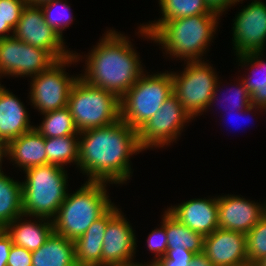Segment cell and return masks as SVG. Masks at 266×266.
I'll return each instance as SVG.
<instances>
[{
	"instance_id": "44dd1931",
	"label": "cell",
	"mask_w": 266,
	"mask_h": 266,
	"mask_svg": "<svg viewBox=\"0 0 266 266\" xmlns=\"http://www.w3.org/2000/svg\"><path fill=\"white\" fill-rule=\"evenodd\" d=\"M23 217L26 216L21 215L15 218L3 229L10 236L13 245L21 246L29 251L37 250L54 232L53 221L40 217H36L37 221L35 219L32 221Z\"/></svg>"
},
{
	"instance_id": "4316f807",
	"label": "cell",
	"mask_w": 266,
	"mask_h": 266,
	"mask_svg": "<svg viewBox=\"0 0 266 266\" xmlns=\"http://www.w3.org/2000/svg\"><path fill=\"white\" fill-rule=\"evenodd\" d=\"M43 121L34 128L45 138L79 135L69 108L66 106L42 114Z\"/></svg>"
},
{
	"instance_id": "ba28073f",
	"label": "cell",
	"mask_w": 266,
	"mask_h": 266,
	"mask_svg": "<svg viewBox=\"0 0 266 266\" xmlns=\"http://www.w3.org/2000/svg\"><path fill=\"white\" fill-rule=\"evenodd\" d=\"M185 64L184 71H171L173 94L193 120L207 111L219 77L207 61Z\"/></svg>"
},
{
	"instance_id": "83f0119b",
	"label": "cell",
	"mask_w": 266,
	"mask_h": 266,
	"mask_svg": "<svg viewBox=\"0 0 266 266\" xmlns=\"http://www.w3.org/2000/svg\"><path fill=\"white\" fill-rule=\"evenodd\" d=\"M161 18L153 22H166L171 19L194 16L198 14H217L212 12L205 0H158Z\"/></svg>"
},
{
	"instance_id": "d590c367",
	"label": "cell",
	"mask_w": 266,
	"mask_h": 266,
	"mask_svg": "<svg viewBox=\"0 0 266 266\" xmlns=\"http://www.w3.org/2000/svg\"><path fill=\"white\" fill-rule=\"evenodd\" d=\"M13 243L4 229H0V266H7L9 252Z\"/></svg>"
},
{
	"instance_id": "8992f818",
	"label": "cell",
	"mask_w": 266,
	"mask_h": 266,
	"mask_svg": "<svg viewBox=\"0 0 266 266\" xmlns=\"http://www.w3.org/2000/svg\"><path fill=\"white\" fill-rule=\"evenodd\" d=\"M67 107L79 132L108 126L121 119L120 99L81 77L71 88Z\"/></svg>"
},
{
	"instance_id": "5b68a950",
	"label": "cell",
	"mask_w": 266,
	"mask_h": 266,
	"mask_svg": "<svg viewBox=\"0 0 266 266\" xmlns=\"http://www.w3.org/2000/svg\"><path fill=\"white\" fill-rule=\"evenodd\" d=\"M22 181V211L27 217L53 220L68 194L65 168L47 164L24 171Z\"/></svg>"
},
{
	"instance_id": "4fadbf2b",
	"label": "cell",
	"mask_w": 266,
	"mask_h": 266,
	"mask_svg": "<svg viewBox=\"0 0 266 266\" xmlns=\"http://www.w3.org/2000/svg\"><path fill=\"white\" fill-rule=\"evenodd\" d=\"M233 20V50L235 55L264 52L266 44V4L252 0Z\"/></svg>"
},
{
	"instance_id": "8d00e7d4",
	"label": "cell",
	"mask_w": 266,
	"mask_h": 266,
	"mask_svg": "<svg viewBox=\"0 0 266 266\" xmlns=\"http://www.w3.org/2000/svg\"><path fill=\"white\" fill-rule=\"evenodd\" d=\"M206 5L208 8L218 15L222 16L223 12L231 7L236 6L232 2V0H205Z\"/></svg>"
},
{
	"instance_id": "7a4b0ae2",
	"label": "cell",
	"mask_w": 266,
	"mask_h": 266,
	"mask_svg": "<svg viewBox=\"0 0 266 266\" xmlns=\"http://www.w3.org/2000/svg\"><path fill=\"white\" fill-rule=\"evenodd\" d=\"M88 54L85 56V71L80 77L92 86L112 92L119 99L145 72L129 37L114 29L106 31Z\"/></svg>"
},
{
	"instance_id": "9c48e42d",
	"label": "cell",
	"mask_w": 266,
	"mask_h": 266,
	"mask_svg": "<svg viewBox=\"0 0 266 266\" xmlns=\"http://www.w3.org/2000/svg\"><path fill=\"white\" fill-rule=\"evenodd\" d=\"M78 54L75 52L70 57L57 61L49 69L31 77L29 101L41 114L67 106L71 88L80 74L70 76L65 71V67L78 62L81 57Z\"/></svg>"
},
{
	"instance_id": "e0dca14e",
	"label": "cell",
	"mask_w": 266,
	"mask_h": 266,
	"mask_svg": "<svg viewBox=\"0 0 266 266\" xmlns=\"http://www.w3.org/2000/svg\"><path fill=\"white\" fill-rule=\"evenodd\" d=\"M167 211L179 222L203 236L211 234L218 226V196L214 198H194Z\"/></svg>"
},
{
	"instance_id": "484cf974",
	"label": "cell",
	"mask_w": 266,
	"mask_h": 266,
	"mask_svg": "<svg viewBox=\"0 0 266 266\" xmlns=\"http://www.w3.org/2000/svg\"><path fill=\"white\" fill-rule=\"evenodd\" d=\"M47 164L64 168L67 164H76L79 160V135L45 138Z\"/></svg>"
},
{
	"instance_id": "7bdbcfd3",
	"label": "cell",
	"mask_w": 266,
	"mask_h": 266,
	"mask_svg": "<svg viewBox=\"0 0 266 266\" xmlns=\"http://www.w3.org/2000/svg\"><path fill=\"white\" fill-rule=\"evenodd\" d=\"M148 264H143V263H139V262H136V263H133V264H129V265H123V266H147Z\"/></svg>"
},
{
	"instance_id": "d6a6232c",
	"label": "cell",
	"mask_w": 266,
	"mask_h": 266,
	"mask_svg": "<svg viewBox=\"0 0 266 266\" xmlns=\"http://www.w3.org/2000/svg\"><path fill=\"white\" fill-rule=\"evenodd\" d=\"M26 4V0H0V17L14 30Z\"/></svg>"
},
{
	"instance_id": "ab89813d",
	"label": "cell",
	"mask_w": 266,
	"mask_h": 266,
	"mask_svg": "<svg viewBox=\"0 0 266 266\" xmlns=\"http://www.w3.org/2000/svg\"><path fill=\"white\" fill-rule=\"evenodd\" d=\"M5 157L8 158V143L0 140V174L3 173L2 162Z\"/></svg>"
},
{
	"instance_id": "6da1fadb",
	"label": "cell",
	"mask_w": 266,
	"mask_h": 266,
	"mask_svg": "<svg viewBox=\"0 0 266 266\" xmlns=\"http://www.w3.org/2000/svg\"><path fill=\"white\" fill-rule=\"evenodd\" d=\"M142 151L137 130L120 119L79 132L78 169L87 181L126 184L133 173L130 156Z\"/></svg>"
},
{
	"instance_id": "f546056e",
	"label": "cell",
	"mask_w": 266,
	"mask_h": 266,
	"mask_svg": "<svg viewBox=\"0 0 266 266\" xmlns=\"http://www.w3.org/2000/svg\"><path fill=\"white\" fill-rule=\"evenodd\" d=\"M248 260L259 262L266 257V214L246 234Z\"/></svg>"
},
{
	"instance_id": "5bb4252c",
	"label": "cell",
	"mask_w": 266,
	"mask_h": 266,
	"mask_svg": "<svg viewBox=\"0 0 266 266\" xmlns=\"http://www.w3.org/2000/svg\"><path fill=\"white\" fill-rule=\"evenodd\" d=\"M120 210L107 224L102 246V266H123L136 263V236Z\"/></svg>"
},
{
	"instance_id": "d6986e66",
	"label": "cell",
	"mask_w": 266,
	"mask_h": 266,
	"mask_svg": "<svg viewBox=\"0 0 266 266\" xmlns=\"http://www.w3.org/2000/svg\"><path fill=\"white\" fill-rule=\"evenodd\" d=\"M20 99L0 84V140L9 143L35 126Z\"/></svg>"
},
{
	"instance_id": "ee69618b",
	"label": "cell",
	"mask_w": 266,
	"mask_h": 266,
	"mask_svg": "<svg viewBox=\"0 0 266 266\" xmlns=\"http://www.w3.org/2000/svg\"><path fill=\"white\" fill-rule=\"evenodd\" d=\"M258 263V266H266V257L261 259Z\"/></svg>"
},
{
	"instance_id": "2e32d148",
	"label": "cell",
	"mask_w": 266,
	"mask_h": 266,
	"mask_svg": "<svg viewBox=\"0 0 266 266\" xmlns=\"http://www.w3.org/2000/svg\"><path fill=\"white\" fill-rule=\"evenodd\" d=\"M203 253L214 266H232L248 260L246 235L217 228L204 236Z\"/></svg>"
},
{
	"instance_id": "30bf717a",
	"label": "cell",
	"mask_w": 266,
	"mask_h": 266,
	"mask_svg": "<svg viewBox=\"0 0 266 266\" xmlns=\"http://www.w3.org/2000/svg\"><path fill=\"white\" fill-rule=\"evenodd\" d=\"M192 117L186 112L178 98L171 95L138 131V142L142 150L163 148L171 145L183 132Z\"/></svg>"
},
{
	"instance_id": "e575fe53",
	"label": "cell",
	"mask_w": 266,
	"mask_h": 266,
	"mask_svg": "<svg viewBox=\"0 0 266 266\" xmlns=\"http://www.w3.org/2000/svg\"><path fill=\"white\" fill-rule=\"evenodd\" d=\"M7 266H32V251L21 246L12 245Z\"/></svg>"
},
{
	"instance_id": "74e56055",
	"label": "cell",
	"mask_w": 266,
	"mask_h": 266,
	"mask_svg": "<svg viewBox=\"0 0 266 266\" xmlns=\"http://www.w3.org/2000/svg\"><path fill=\"white\" fill-rule=\"evenodd\" d=\"M189 266H214L213 263L208 259V257L202 252L195 254Z\"/></svg>"
},
{
	"instance_id": "b9f144b4",
	"label": "cell",
	"mask_w": 266,
	"mask_h": 266,
	"mask_svg": "<svg viewBox=\"0 0 266 266\" xmlns=\"http://www.w3.org/2000/svg\"><path fill=\"white\" fill-rule=\"evenodd\" d=\"M232 266H258V263L256 262H253L251 260H245L243 262H240V263H237V264H234Z\"/></svg>"
},
{
	"instance_id": "9a60e30c",
	"label": "cell",
	"mask_w": 266,
	"mask_h": 266,
	"mask_svg": "<svg viewBox=\"0 0 266 266\" xmlns=\"http://www.w3.org/2000/svg\"><path fill=\"white\" fill-rule=\"evenodd\" d=\"M266 214L263 204L239 195L218 196V226L221 229L247 234Z\"/></svg>"
},
{
	"instance_id": "277c9868",
	"label": "cell",
	"mask_w": 266,
	"mask_h": 266,
	"mask_svg": "<svg viewBox=\"0 0 266 266\" xmlns=\"http://www.w3.org/2000/svg\"><path fill=\"white\" fill-rule=\"evenodd\" d=\"M107 182L86 181L74 193H68L52 220L54 233L75 241L112 205Z\"/></svg>"
},
{
	"instance_id": "60d3db41",
	"label": "cell",
	"mask_w": 266,
	"mask_h": 266,
	"mask_svg": "<svg viewBox=\"0 0 266 266\" xmlns=\"http://www.w3.org/2000/svg\"><path fill=\"white\" fill-rule=\"evenodd\" d=\"M53 0H26L28 5L41 6L45 3L51 2Z\"/></svg>"
},
{
	"instance_id": "7402d4cb",
	"label": "cell",
	"mask_w": 266,
	"mask_h": 266,
	"mask_svg": "<svg viewBox=\"0 0 266 266\" xmlns=\"http://www.w3.org/2000/svg\"><path fill=\"white\" fill-rule=\"evenodd\" d=\"M32 266H77L74 241L53 232L40 248L32 251Z\"/></svg>"
},
{
	"instance_id": "7c38bea8",
	"label": "cell",
	"mask_w": 266,
	"mask_h": 266,
	"mask_svg": "<svg viewBox=\"0 0 266 266\" xmlns=\"http://www.w3.org/2000/svg\"><path fill=\"white\" fill-rule=\"evenodd\" d=\"M13 36L24 43L48 51L57 61L73 55L62 38L46 22L41 6L26 4L13 31Z\"/></svg>"
},
{
	"instance_id": "cb8c5ba5",
	"label": "cell",
	"mask_w": 266,
	"mask_h": 266,
	"mask_svg": "<svg viewBox=\"0 0 266 266\" xmlns=\"http://www.w3.org/2000/svg\"><path fill=\"white\" fill-rule=\"evenodd\" d=\"M22 183L6 174H0V229L15 218L24 215L22 211Z\"/></svg>"
},
{
	"instance_id": "836d02e7",
	"label": "cell",
	"mask_w": 266,
	"mask_h": 266,
	"mask_svg": "<svg viewBox=\"0 0 266 266\" xmlns=\"http://www.w3.org/2000/svg\"><path fill=\"white\" fill-rule=\"evenodd\" d=\"M195 253L187 249L167 250L165 256L159 258L151 266H189Z\"/></svg>"
},
{
	"instance_id": "ffe728a7",
	"label": "cell",
	"mask_w": 266,
	"mask_h": 266,
	"mask_svg": "<svg viewBox=\"0 0 266 266\" xmlns=\"http://www.w3.org/2000/svg\"><path fill=\"white\" fill-rule=\"evenodd\" d=\"M8 159L23 171L47 165L45 137L35 128L8 143Z\"/></svg>"
},
{
	"instance_id": "4dcf8cb0",
	"label": "cell",
	"mask_w": 266,
	"mask_h": 266,
	"mask_svg": "<svg viewBox=\"0 0 266 266\" xmlns=\"http://www.w3.org/2000/svg\"><path fill=\"white\" fill-rule=\"evenodd\" d=\"M237 79H238L237 83L238 82L239 83H238V85H235V86H237V87H234L235 88V91H233V94H231L230 96H228L227 97L228 99L225 100L226 102L229 100L231 102L230 105H233L232 108L230 106L231 109H229V110L230 111L232 109L237 110V112H240L242 115H243L242 112H244V114H245V113H249V112H252V111H257L259 109H260L259 111H261L262 110V107H258V106H255V105H252L251 104V95H250L248 89L244 86L243 81L240 78H237ZM219 88H221V87H220V82L218 80L217 85H216L215 90H214V93H213V95H212V97L210 99L208 109L212 106V104L216 103L215 100L218 101L217 94H218V91L220 90Z\"/></svg>"
},
{
	"instance_id": "8fae6325",
	"label": "cell",
	"mask_w": 266,
	"mask_h": 266,
	"mask_svg": "<svg viewBox=\"0 0 266 266\" xmlns=\"http://www.w3.org/2000/svg\"><path fill=\"white\" fill-rule=\"evenodd\" d=\"M56 62L48 51L24 43L14 36L0 39V78L5 75L31 78Z\"/></svg>"
},
{
	"instance_id": "52a82bcc",
	"label": "cell",
	"mask_w": 266,
	"mask_h": 266,
	"mask_svg": "<svg viewBox=\"0 0 266 266\" xmlns=\"http://www.w3.org/2000/svg\"><path fill=\"white\" fill-rule=\"evenodd\" d=\"M171 95V71L153 75L145 72L120 99L121 120L138 131Z\"/></svg>"
},
{
	"instance_id": "f35d334b",
	"label": "cell",
	"mask_w": 266,
	"mask_h": 266,
	"mask_svg": "<svg viewBox=\"0 0 266 266\" xmlns=\"http://www.w3.org/2000/svg\"><path fill=\"white\" fill-rule=\"evenodd\" d=\"M13 31L14 30L0 17V39L13 36Z\"/></svg>"
},
{
	"instance_id": "3957f363",
	"label": "cell",
	"mask_w": 266,
	"mask_h": 266,
	"mask_svg": "<svg viewBox=\"0 0 266 266\" xmlns=\"http://www.w3.org/2000/svg\"><path fill=\"white\" fill-rule=\"evenodd\" d=\"M219 17L218 14H198L166 22L151 21L140 24L138 34L161 45L166 55L176 60L202 61L216 33Z\"/></svg>"
},
{
	"instance_id": "f6af8a7d",
	"label": "cell",
	"mask_w": 266,
	"mask_h": 266,
	"mask_svg": "<svg viewBox=\"0 0 266 266\" xmlns=\"http://www.w3.org/2000/svg\"><path fill=\"white\" fill-rule=\"evenodd\" d=\"M241 1H243V0H232V2L234 3V5L235 4H238V2H241Z\"/></svg>"
},
{
	"instance_id": "603a6c76",
	"label": "cell",
	"mask_w": 266,
	"mask_h": 266,
	"mask_svg": "<svg viewBox=\"0 0 266 266\" xmlns=\"http://www.w3.org/2000/svg\"><path fill=\"white\" fill-rule=\"evenodd\" d=\"M261 56H263V52L236 55L238 62L241 63L238 66L252 68L250 72L252 75H245L246 77L241 79L251 95V104L262 107V110L266 112V62ZM259 71L262 75H259L261 74Z\"/></svg>"
},
{
	"instance_id": "f1b7e54d",
	"label": "cell",
	"mask_w": 266,
	"mask_h": 266,
	"mask_svg": "<svg viewBox=\"0 0 266 266\" xmlns=\"http://www.w3.org/2000/svg\"><path fill=\"white\" fill-rule=\"evenodd\" d=\"M66 2L68 1L53 0L41 5L45 22L50 27H52L62 38L64 37L63 30L68 28L74 20V17L70 13L71 7Z\"/></svg>"
},
{
	"instance_id": "ac0fdd59",
	"label": "cell",
	"mask_w": 266,
	"mask_h": 266,
	"mask_svg": "<svg viewBox=\"0 0 266 266\" xmlns=\"http://www.w3.org/2000/svg\"><path fill=\"white\" fill-rule=\"evenodd\" d=\"M113 204L87 231L74 241L77 266H102V246L108 222L120 211Z\"/></svg>"
},
{
	"instance_id": "1f68e13d",
	"label": "cell",
	"mask_w": 266,
	"mask_h": 266,
	"mask_svg": "<svg viewBox=\"0 0 266 266\" xmlns=\"http://www.w3.org/2000/svg\"><path fill=\"white\" fill-rule=\"evenodd\" d=\"M161 226L152 230L150 234H148L147 238V247L148 251L154 253V258L150 263L147 262L148 265H152L159 258L165 256L167 252V233H166V210L162 215V221L160 222Z\"/></svg>"
},
{
	"instance_id": "d4e9b609",
	"label": "cell",
	"mask_w": 266,
	"mask_h": 266,
	"mask_svg": "<svg viewBox=\"0 0 266 266\" xmlns=\"http://www.w3.org/2000/svg\"><path fill=\"white\" fill-rule=\"evenodd\" d=\"M167 250L187 249L195 254L203 252L204 236L179 222L166 210Z\"/></svg>"
}]
</instances>
